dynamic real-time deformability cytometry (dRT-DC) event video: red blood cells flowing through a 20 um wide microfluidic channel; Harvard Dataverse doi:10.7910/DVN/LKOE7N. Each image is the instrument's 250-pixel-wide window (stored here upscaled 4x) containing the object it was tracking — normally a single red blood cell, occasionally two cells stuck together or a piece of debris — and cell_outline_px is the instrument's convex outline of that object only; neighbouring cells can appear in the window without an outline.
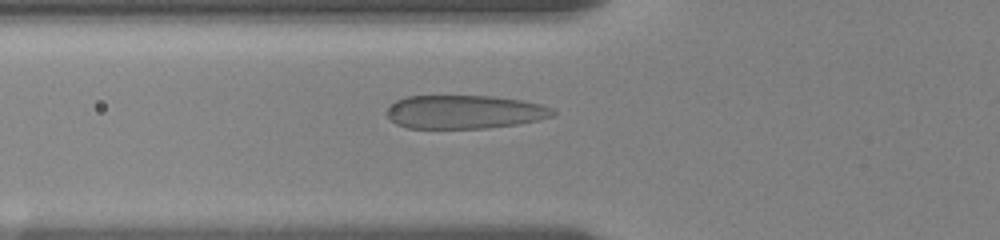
{"species": "human", "species_latin": "Homo sapiens", "temperature_condition": "room temperature", "stored_images_in_passage": 49, "camera_frame_rate_fps": 3000, "um_per_image_px": 0.085, "donor": {"sex": "female"}, "frame": {"image": 1, "passage_image": 7, "time_ms": 1.333, "image_size_px": [1000, 240], "cell_outline_px": [[556, 116], [516, 124], [484, 128], [408, 128], [396, 124], [384, 112], [396, 100], [404, 96], [496, 96], [524, 100], [540, 104], [552, 108], [556, 112]], "centroid_in_image_um": [39.49, 9.5], "position_along_channel_um": 86.3, "area_um2": 32.6}}
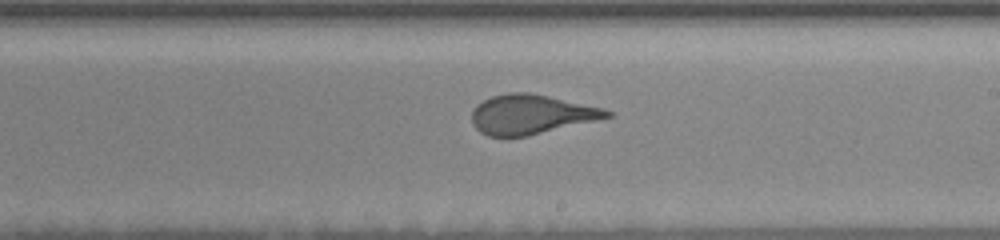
{"frame": {"image": 2, "passage_image": 26, "time_ms": 5.667, "image_size_px": [1000, 240], "cell_outline_px": [[612, 116], [528, 136], [488, 136], [480, 132], [472, 124], [472, 112], [476, 104], [492, 96], [508, 92], [528, 92], [548, 96], [604, 108], [612, 112]], "centroid_in_image_um": [45.11, 9.72], "position_along_channel_um": 243.9, "area_um2": 30.87}}
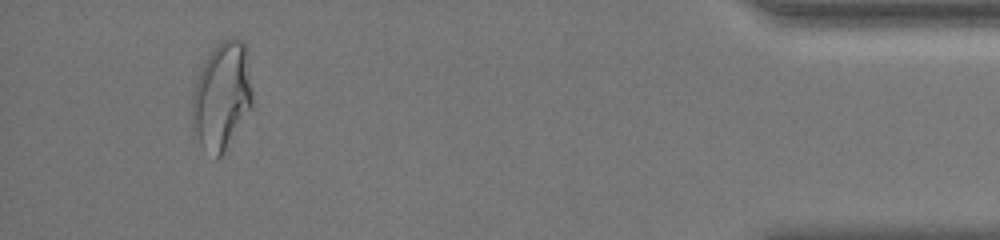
{"frame": {"image": 3, "passage_image": 44, "time_ms": 12.0, "image_size_px": [1000, 240], "cell_outline_px": [[252, 108], [224, 152], [216, 160], [200, 144], [192, 128], [192, 96], [196, 80], [204, 60], [220, 40], [232, 36], [244, 40], [248, 48], [252, 88]], "centroid_in_image_um": [18.88, 8.11], "position_along_channel_um": 416.3, "area_um2": 38.55}, "authors_computed_cell_mechanics": {"area_um2": 32.1368, "velocity_mm_per_s": 3.6207, "shape_relaxation_time_tau1_ms": 4.9551, "shape_relaxation_time_tau2_ms": null, "deformation_change_tau1": 0.1897, "deformation_change_tau2": null}}